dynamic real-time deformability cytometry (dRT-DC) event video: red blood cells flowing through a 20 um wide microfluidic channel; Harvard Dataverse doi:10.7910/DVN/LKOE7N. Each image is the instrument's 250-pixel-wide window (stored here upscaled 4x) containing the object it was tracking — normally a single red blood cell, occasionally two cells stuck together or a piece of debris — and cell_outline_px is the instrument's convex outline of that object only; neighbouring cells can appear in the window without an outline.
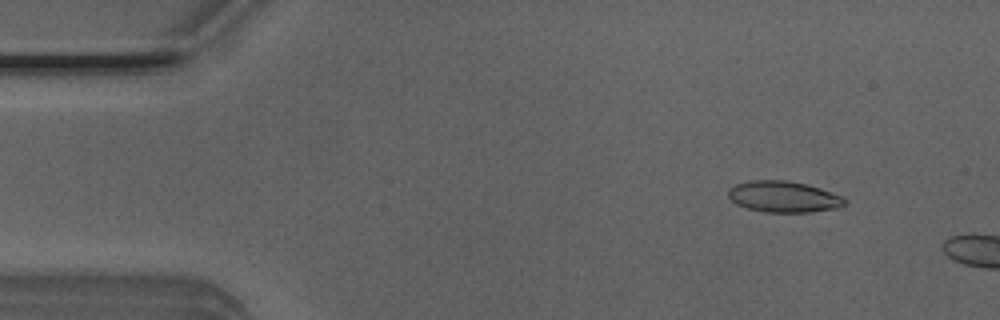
{"species": "Egyptian fruit bat (a non-hibernating species)", "species_latin": "Rousettus aegyptiacus", "temperature_condition": "room temperature", "stored_images_in_passage": 4, "camera_frame_rate_fps": 3000, "um_per_image_px": 0.085, "animal": {"sex": "male"}, "frame": {"image": 1, "passage_image": 1, "time_ms": 0.0, "image_size_px": [1000, 320], "cell_outline_px": [[848, 204], [840, 208], [808, 212], [764, 212], [748, 208], [736, 204], [728, 196], [728, 188], [736, 184], [752, 180], [784, 180], [808, 184], [844, 196], [848, 200]], "centroid_in_image_um": [66.67, 16.72], "position_along_channel_um": 18.3, "area_um2": 21.44}}